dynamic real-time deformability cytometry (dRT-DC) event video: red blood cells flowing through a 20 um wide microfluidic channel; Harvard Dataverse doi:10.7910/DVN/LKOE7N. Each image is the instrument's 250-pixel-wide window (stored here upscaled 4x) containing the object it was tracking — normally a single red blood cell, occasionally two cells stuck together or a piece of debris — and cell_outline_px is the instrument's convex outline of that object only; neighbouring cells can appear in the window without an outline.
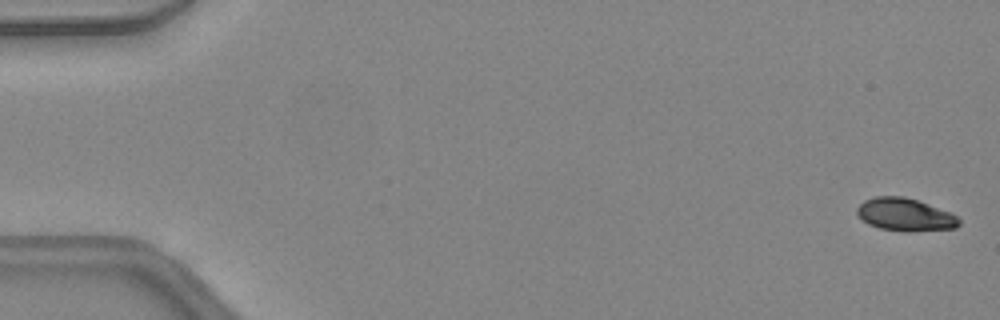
{"species": "common noctule bat (a hibernating species)", "species_latin": "Nyctalus noctula", "temperature_condition": "warm", "stored_images_in_passage": 46, "camera_frame_rate_fps": 3000, "um_per_image_px": 0.085, "animal": {"sex": "female", "body_mass_g": 24.6, "forearm_length_mm": 56.2}, "frame": {"image": 1, "passage_image": 1, "time_ms": 0.0, "image_size_px": [1000, 320], "cell_outline_px": [[960, 224], [956, 228], [908, 232], [904, 232], [880, 228], [868, 224], [856, 216], [856, 208], [864, 200], [876, 196], [904, 196], [952, 212], [960, 220]], "centroid_in_image_um": [76.92, 18.25], "position_along_channel_um": 8.1, "area_um2": 19.71}}
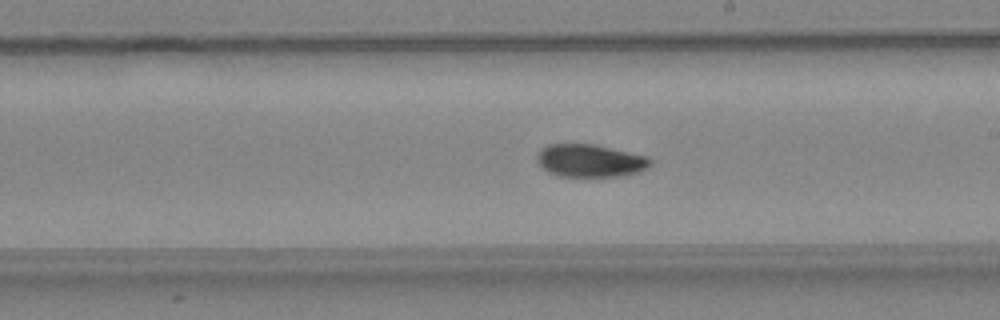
{"frame": {"image": 2, "passage_image": 27, "time_ms": 8.667, "image_size_px": [1000, 320], "cell_outline_px": [[652, 164], [636, 172], [624, 176], [556, 176], [548, 172], [536, 160], [536, 156], [540, 148], [548, 144], [592, 144], [648, 156], [652, 160]], "centroid_in_image_um": [50.13, 13.65], "position_along_channel_um": 238.9, "area_um2": 21.56}}
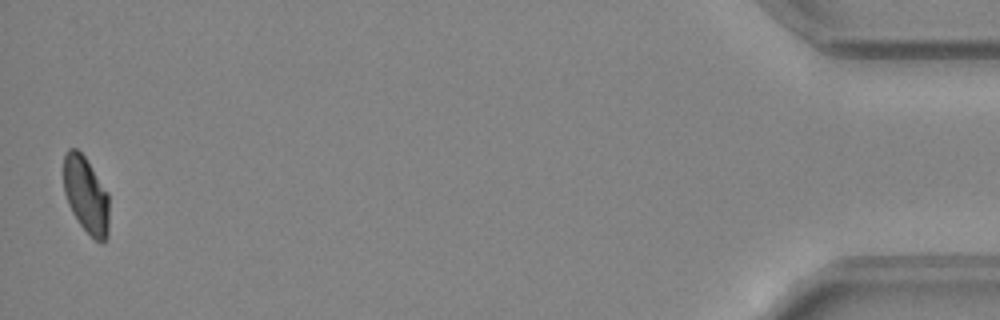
{"frame": {"image": 3, "passage_image": 46, "time_ms": 15.0, "image_size_px": [1000, 320], "cell_outline_px": [[108, 236], [104, 244], [100, 244], [80, 224], [72, 212], [68, 204], [64, 192], [64, 156], [68, 148], [76, 148], [84, 156], [108, 192]], "centroid_in_image_um": [7.32, 16.59], "position_along_channel_um": 427.9, "area_um2": 20.23}, "authors_computed_cell_mechanics": {"area_um2": 21.2704, "velocity_mm_per_s": 4.4565, "shape_relaxation_time_tau1_ms": 3.7021, "shape_relaxation_time_tau2_ms": 2.203, "deformation_change_tau1": 0.1427, "deformation_change_tau2": 0.0561}}